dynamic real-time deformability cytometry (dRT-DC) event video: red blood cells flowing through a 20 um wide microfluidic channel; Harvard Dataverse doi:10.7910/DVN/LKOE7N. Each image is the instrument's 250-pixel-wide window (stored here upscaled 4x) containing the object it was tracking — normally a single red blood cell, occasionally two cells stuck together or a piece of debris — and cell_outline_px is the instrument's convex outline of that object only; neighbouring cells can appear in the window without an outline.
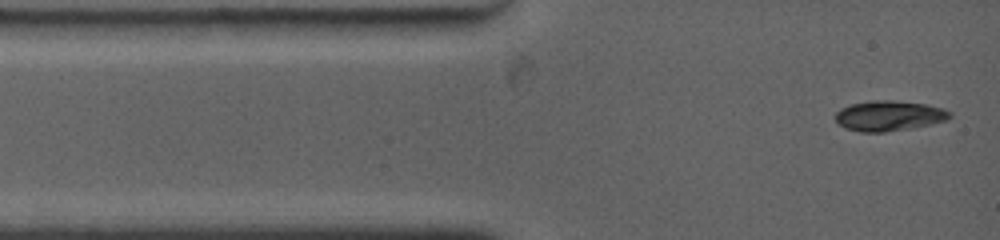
{"species": "common noctule bat (a hibernating species)", "species_latin": "Nyctalus noctula", "temperature_condition": "warm", "stored_images_in_passage": 3, "camera_frame_rate_fps": 4500, "um_per_image_px": 0.085, "animal": {"sex": "female", "body_mass_g": 19.0, "forearm_length_mm": 53.3}, "frame": {"image": 1, "passage_image": 1, "time_ms": 0.0, "image_size_px": [1000, 240], "cell_outline_px": [[952, 116], [948, 120], [932, 124], [912, 128], [884, 132], [860, 132], [844, 128], [836, 120], [836, 112], [840, 108], [852, 104], [872, 100], [892, 100], [924, 104], [944, 108], [952, 112]], "centroid_in_image_um": [75.6, 9.84], "position_along_channel_um": 9.4, "area_um2": 20.29}}
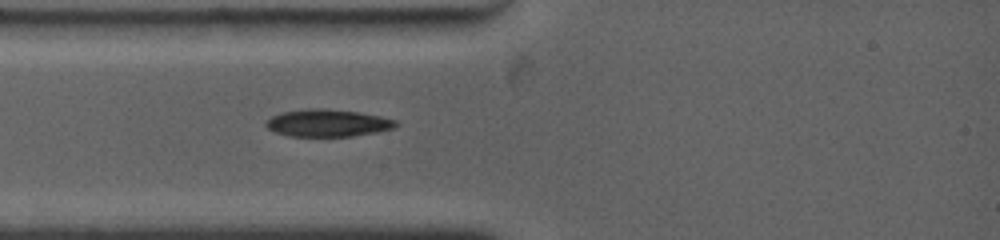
{"frame": {"image": 2, "passage_image": 3, "time_ms": 2.222, "image_size_px": [1000, 240], "cell_outline_px": [[396, 124], [392, 128], [376, 132], [352, 136], [288, 136], [276, 132], [268, 128], [264, 124], [272, 116], [280, 112], [308, 108], [324, 108], [356, 112], [380, 116], [396, 120]], "centroid_in_image_um": [27.8, 10.45], "position_along_channel_um": 57.2, "area_um2": 20.46}}